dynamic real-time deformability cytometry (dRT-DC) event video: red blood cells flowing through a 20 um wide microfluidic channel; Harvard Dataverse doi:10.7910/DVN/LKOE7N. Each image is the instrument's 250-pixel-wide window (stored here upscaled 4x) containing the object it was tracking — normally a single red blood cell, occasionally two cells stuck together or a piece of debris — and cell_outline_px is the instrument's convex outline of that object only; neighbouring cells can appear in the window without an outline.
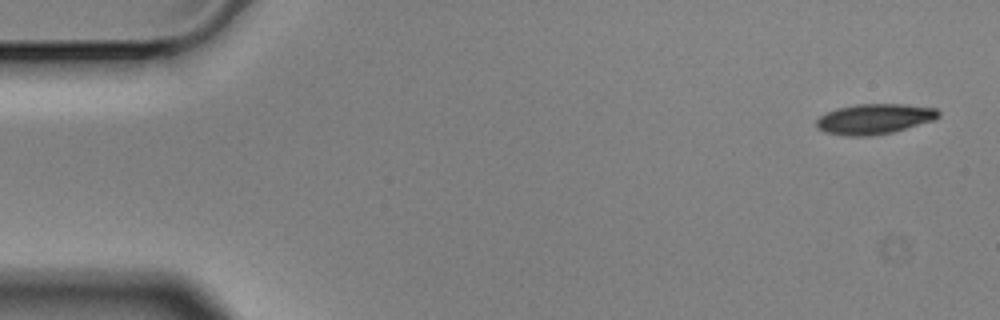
{"species": "Egyptian fruit bat (a non-hibernating species)", "species_latin": "Rousettus aegyptiacus", "temperature_condition": "cold", "stored_images_in_passage": 10, "camera_frame_rate_fps": 3000, "um_per_image_px": 0.085, "animal": {"sex": "male"}, "frame": {"image": 1, "passage_image": 1, "time_ms": 0.0, "image_size_px": [1000, 320], "cell_outline_px": [[940, 116], [936, 120], [892, 132], [868, 136], [844, 136], [824, 132], [816, 128], [816, 120], [820, 116], [836, 108], [856, 104], [904, 104], [936, 108], [940, 112]], "centroid_in_image_um": [74.32, 10.11], "position_along_channel_um": 10.7, "area_um2": 21.73}}
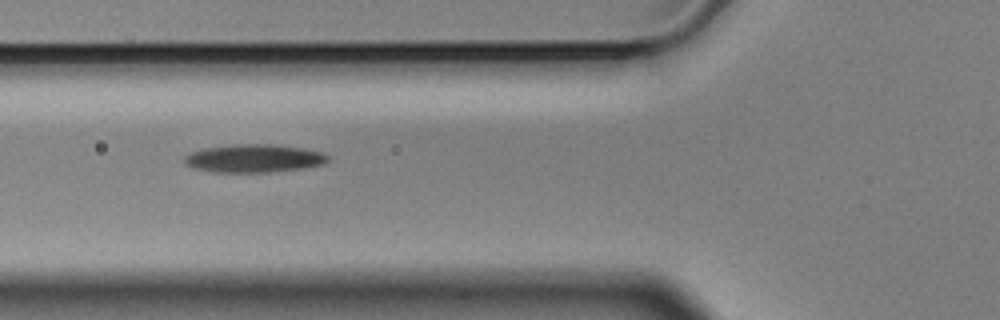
{"frame": {"image": 2, "passage_image": 6, "time_ms": 1.667, "image_size_px": [1000, 320], "cell_outline_px": [[328, 160], [324, 164], [304, 168], [268, 172], [212, 172], [192, 168], [184, 164], [184, 156], [192, 152], [204, 148], [240, 144], [268, 144], [300, 148], [324, 152], [328, 156]], "centroid_in_image_um": [21.56, 13.47], "position_along_channel_um": 104.2, "area_um2": 23.41}}
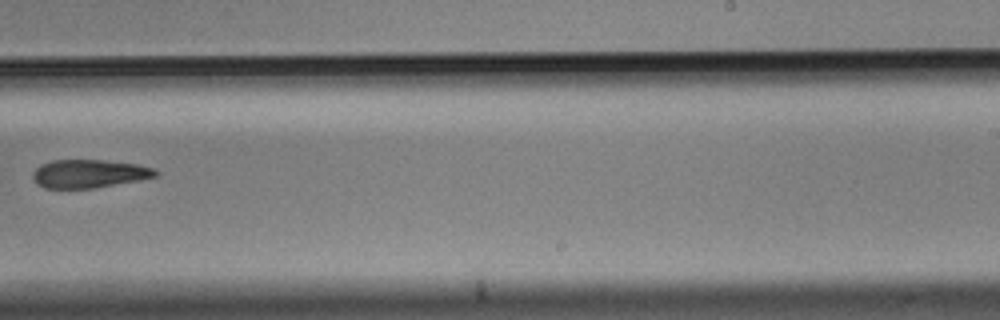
{"frame": {"image": 3, "passage_image": 10, "time_ms": 3.0, "image_size_px": [1000, 320], "cell_outline_px": [[160, 172], [156, 176], [136, 180], [92, 188], [44, 188], [36, 184], [32, 176], [32, 172], [40, 164], [52, 160], [104, 160], [136, 164], [152, 168]], "centroid_in_image_um": [7.5, 14.75], "position_along_channel_um": 281.5, "area_um2": 20.06}}